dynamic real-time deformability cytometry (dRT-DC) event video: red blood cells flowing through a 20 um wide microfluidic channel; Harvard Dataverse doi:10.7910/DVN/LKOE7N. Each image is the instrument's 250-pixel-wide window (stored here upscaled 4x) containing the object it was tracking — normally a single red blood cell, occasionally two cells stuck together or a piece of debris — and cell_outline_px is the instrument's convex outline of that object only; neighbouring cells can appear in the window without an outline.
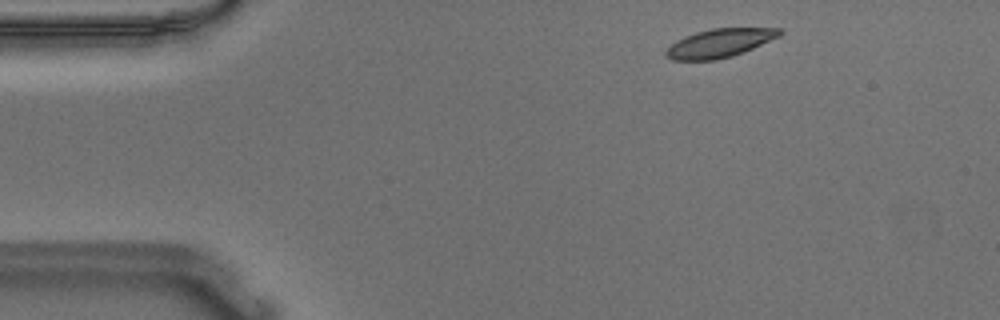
{"species": "Egyptian fruit bat (a non-hibernating species)", "species_latin": "Rousettus aegyptiacus", "temperature_condition": "warm", "stored_images_in_passage": 50, "camera_frame_rate_fps": 3000, "um_per_image_px": 0.085, "animal": {"sex": "male"}, "frame": {"image": 1, "passage_image": 3, "time_ms": 0.667, "image_size_px": [1000, 320], "cell_outline_px": [[784, 32], [780, 36], [744, 52], [732, 56], [716, 60], [672, 60], [664, 56], [664, 52], [676, 40], [684, 36], [696, 32], [712, 28], [780, 28]], "centroid_in_image_um": [61.16, 3.66], "position_along_channel_um": 23.8, "area_um2": 19.02}}
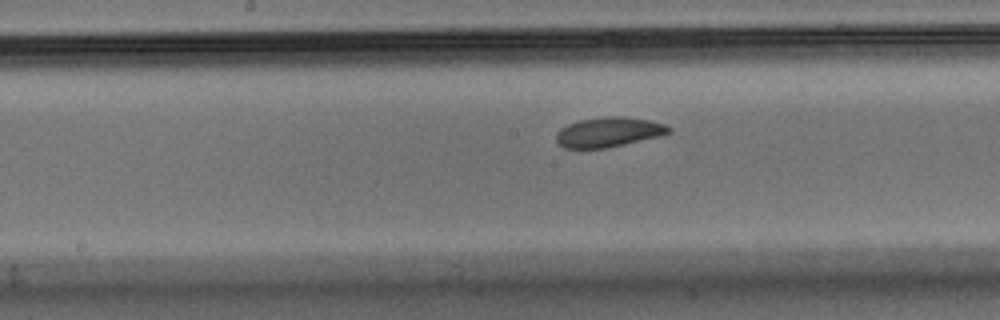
{"frame": {"image": 2, "passage_image": 23, "time_ms": 7.333, "image_size_px": [1000, 320], "cell_outline_px": [[672, 132], [660, 136], [608, 148], [564, 148], [556, 140], [556, 132], [560, 128], [568, 124], [580, 120], [604, 116], [624, 116], [648, 120], [664, 124], [672, 128]], "centroid_in_image_um": [51.74, 11.22], "position_along_channel_um": 196.5, "area_um2": 19.65}}
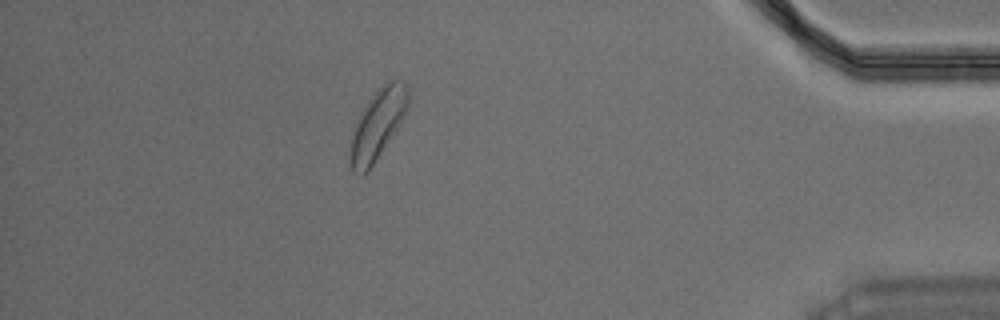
{"frame": {"image": 3, "passage_image": 44, "time_ms": 14.333, "image_size_px": [1000, 320], "cell_outline_px": [[408, 108], [404, 116], [368, 172], [364, 176], [360, 176], [352, 172], [352, 132], [360, 112], [364, 104], [388, 80], [404, 80], [408, 88]], "centroid_in_image_um": [32.11, 10.55], "position_along_channel_um": 403.1, "area_um2": 23.06}, "authors_computed_cell_mechanics": {"area_um2": 20.0855, "velocity_mm_per_s": 3.6163, "shape_relaxation_time_tau1_ms": 3.8268, "shape_relaxation_time_tau2_ms": 5.0929, "deformation_change_tau1": 0.1014, "deformation_change_tau2": 0.0985}}